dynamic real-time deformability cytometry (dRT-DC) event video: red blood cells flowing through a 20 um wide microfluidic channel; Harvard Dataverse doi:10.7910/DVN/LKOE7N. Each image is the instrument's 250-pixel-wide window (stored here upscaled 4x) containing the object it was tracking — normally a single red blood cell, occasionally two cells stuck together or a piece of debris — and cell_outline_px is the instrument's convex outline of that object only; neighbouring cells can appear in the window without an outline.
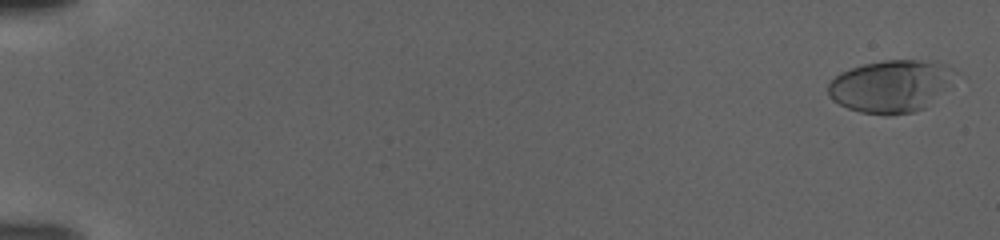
{"species": "human", "species_latin": "Homo sapiens", "temperature_condition": "warm", "stored_images_in_passage": 82, "camera_frame_rate_fps": 3000, "um_per_image_px": 0.085, "donor": {"sex": "female"}, "frame": {"image": 1, "passage_image": 3, "time_ms": 0.667, "image_size_px": [1000, 240], "cell_outline_px": [[948, 68], [944, 84], [924, 108], [912, 112], [888, 116], [860, 112], [848, 108], [832, 100], [828, 96], [828, 84], [840, 72], [864, 64], [884, 60], [916, 60], [944, 64]], "centroid_in_image_um": [75.5, 7.35], "position_along_channel_um": 9.5, "area_um2": 36.99}}
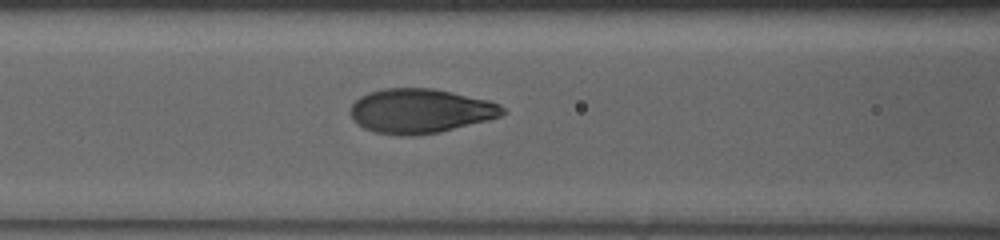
{"frame": {"image": 2, "passage_image": 50, "time_ms": 16.333, "image_size_px": [1000, 240], "cell_outline_px": [[508, 112], [500, 116], [488, 120], [440, 132], [416, 136], [400, 136], [376, 132], [364, 128], [356, 124], [352, 120], [348, 112], [352, 104], [360, 96], [368, 92], [384, 88], [432, 88], [452, 92], [488, 100], [500, 104]], "centroid_in_image_um": [35.7, 9.44], "position_along_channel_um": 130.9, "area_um2": 39.82}}
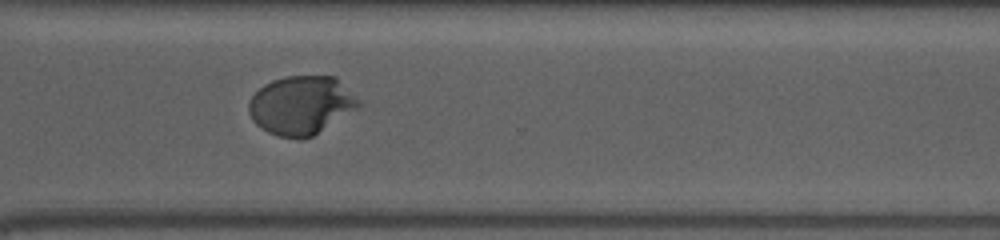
{"frame": {"image": 3, "passage_image": 82, "time_ms": 27.0, "image_size_px": [1000, 240], "cell_outline_px": [[364, 104], [312, 136], [280, 136], [268, 132], [260, 128], [252, 120], [248, 112], [248, 100], [264, 84], [272, 80], [284, 76], [336, 76]], "centroid_in_image_um": [25.6, 8.9], "position_along_channel_um": 345.0, "area_um2": 37.28}}